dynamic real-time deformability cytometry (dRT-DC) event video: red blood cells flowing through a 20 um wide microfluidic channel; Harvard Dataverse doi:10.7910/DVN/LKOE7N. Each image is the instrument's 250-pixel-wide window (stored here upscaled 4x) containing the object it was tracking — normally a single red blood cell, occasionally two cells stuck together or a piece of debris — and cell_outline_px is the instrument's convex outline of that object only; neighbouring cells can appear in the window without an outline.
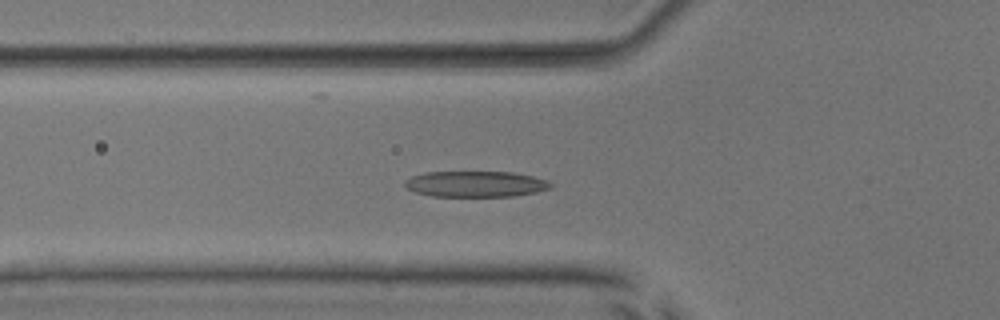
{"species": "common noctule bat (a hibernating species)", "species_latin": "Nyctalus noctula", "temperature_condition": "room temperature", "stored_images_in_passage": 36, "camera_frame_rate_fps": 3000, "um_per_image_px": 0.085, "animal": {"sex": "male", "body_mass_g": 17.9, "forearm_length_mm": 54.2}, "frame": {"image": 1, "passage_image": 6, "time_ms": 1.667, "image_size_px": [1000, 320], "cell_outline_px": [[552, 188], [536, 192], [512, 196], [432, 196], [416, 192], [408, 188], [404, 184], [404, 180], [412, 176], [428, 172], [512, 172], [532, 176], [548, 180], [552, 184]], "centroid_in_image_um": [40.45, 15.64], "position_along_channel_um": 85.4, "area_um2": 21.91}}
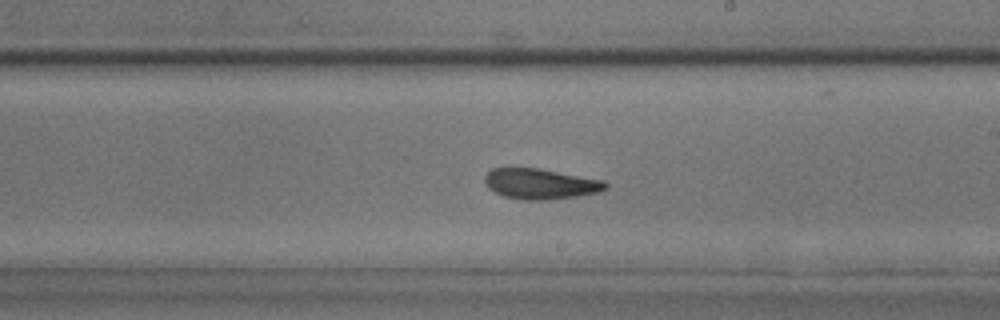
{"frame": {"image": 2, "passage_image": 18, "time_ms": 5.667, "image_size_px": [1000, 320], "cell_outline_px": [[608, 188], [600, 192], [576, 196], [544, 200], [520, 200], [504, 196], [488, 188], [484, 180], [484, 176], [492, 168], [540, 168], [604, 180], [608, 184]], "centroid_in_image_um": [45.95, 15.62], "position_along_channel_um": 243.0, "area_um2": 21.56}}
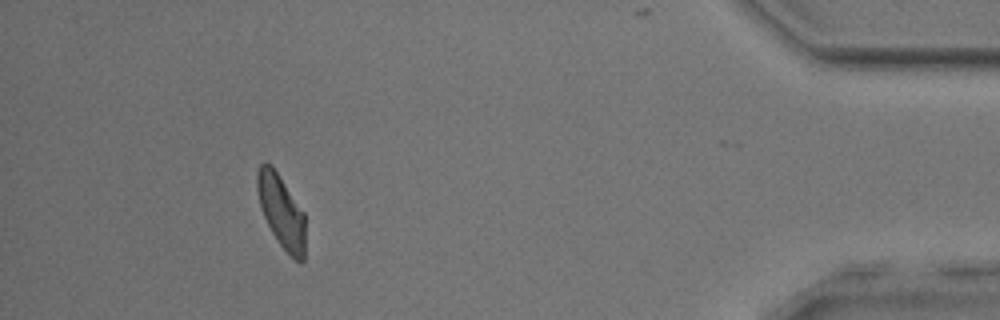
{"frame": {"image": 3, "passage_image": 35, "time_ms": 11.333, "image_size_px": [1000, 320], "cell_outline_px": [[304, 260], [300, 264], [280, 244], [272, 232], [264, 216], [260, 204], [256, 188], [256, 172], [260, 164], [264, 160], [272, 164], [304, 212]], "centroid_in_image_um": [23.89, 17.89], "position_along_channel_um": 411.3, "area_um2": 20.35}}